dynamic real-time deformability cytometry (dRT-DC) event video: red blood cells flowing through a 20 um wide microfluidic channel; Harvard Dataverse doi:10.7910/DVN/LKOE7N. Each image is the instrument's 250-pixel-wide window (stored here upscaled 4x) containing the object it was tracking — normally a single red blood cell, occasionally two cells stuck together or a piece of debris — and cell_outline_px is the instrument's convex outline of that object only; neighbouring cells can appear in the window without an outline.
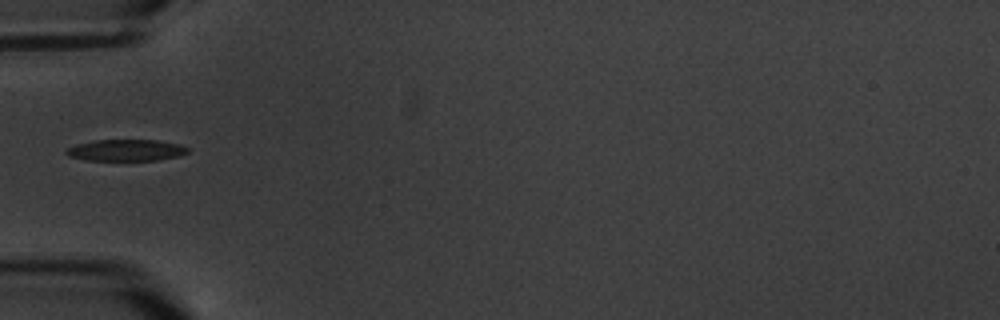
{"species": "common noctule bat (a hibernating species)", "species_latin": "Nyctalus noctula", "temperature_condition": "warm", "stored_images_in_passage": 6, "camera_frame_rate_fps": 3000, "um_per_image_px": 0.085, "animal": {"sex": "male", "body_mass_g": 20.1, "forearm_length_mm": 53.5}, "frame": {"image": 1, "passage_image": 1, "time_ms": 0.0, "image_size_px": [1000, 320], "cell_outline_px": [[188, 152], [180, 156], [156, 160], [88, 160], [68, 156], [64, 152], [68, 148], [76, 144], [96, 140], [156, 140], [180, 144], [188, 148]], "centroid_in_image_um": [10.72, 12.76], "position_along_channel_um": 74.3, "area_um2": 15.14}}
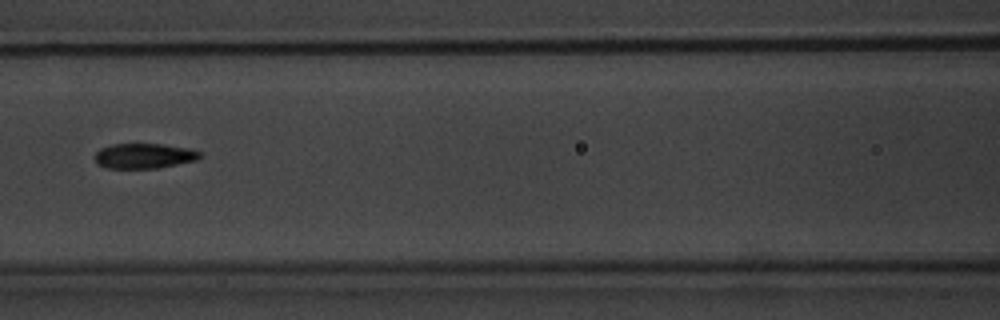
{"frame": {"image": 2, "passage_image": 3, "time_ms": 2.333, "image_size_px": [1000, 320], "cell_outline_px": [[204, 156], [196, 160], [160, 168], [108, 168], [96, 164], [96, 152], [100, 148], [112, 144], [164, 144], [188, 148], [200, 152]], "centroid_in_image_um": [12.27, 13.25], "position_along_channel_um": 154.3, "area_um2": 15.43}}
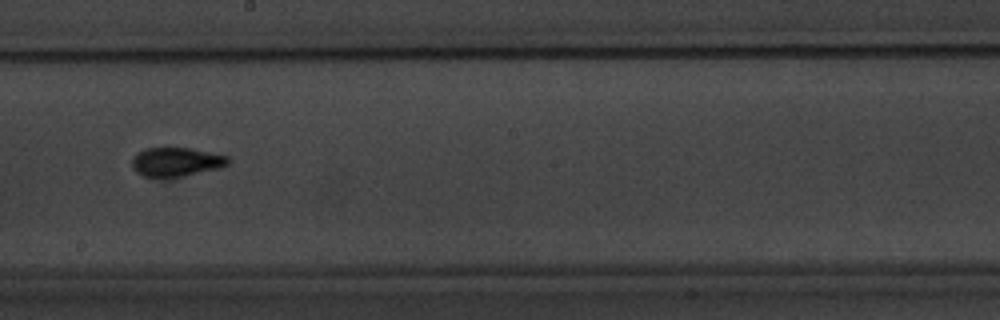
{"frame": {"image": 3, "passage_image": 5, "time_ms": 4.667, "image_size_px": [1000, 320], "cell_outline_px": [[232, 160], [228, 164], [216, 168], [184, 176], [144, 176], [136, 172], [132, 168], [132, 156], [136, 152], [144, 148], [192, 148], [228, 156]], "centroid_in_image_um": [14.95, 13.73], "position_along_channel_um": 233.2, "area_um2": 16.13}}